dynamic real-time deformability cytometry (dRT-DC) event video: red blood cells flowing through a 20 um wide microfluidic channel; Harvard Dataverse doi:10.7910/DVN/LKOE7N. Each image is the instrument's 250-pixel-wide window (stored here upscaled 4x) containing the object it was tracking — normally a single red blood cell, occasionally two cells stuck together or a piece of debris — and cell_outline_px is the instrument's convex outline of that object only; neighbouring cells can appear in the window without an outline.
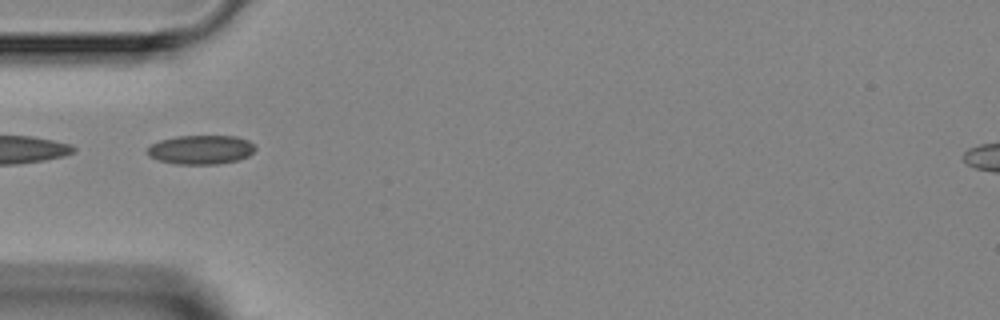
{"species": "Egyptian fruit bat (a non-hibernating species)", "species_latin": "Rousettus aegyptiacus", "temperature_condition": "room temperature", "stored_images_in_passage": 5, "segment_of_instrument_passage": [2, 2], "camera_frame_rate_fps": 3000, "um_per_image_px": 0.085, "animal": {"sex": "female"}, "frame": {"image": 1, "passage_image": 5, "time_ms": 5.333, "image_size_px": [1000, 320], "cell_outline_px": [[256, 148], [248, 156], [240, 160], [216, 164], [176, 164], [160, 160], [148, 156], [144, 152], [152, 144], [160, 140], [176, 136], [236, 136], [248, 140], [256, 144]], "centroid_in_image_um": [17.09, 12.72], "position_along_channel_um": 67.9, "area_um2": 18.44}}